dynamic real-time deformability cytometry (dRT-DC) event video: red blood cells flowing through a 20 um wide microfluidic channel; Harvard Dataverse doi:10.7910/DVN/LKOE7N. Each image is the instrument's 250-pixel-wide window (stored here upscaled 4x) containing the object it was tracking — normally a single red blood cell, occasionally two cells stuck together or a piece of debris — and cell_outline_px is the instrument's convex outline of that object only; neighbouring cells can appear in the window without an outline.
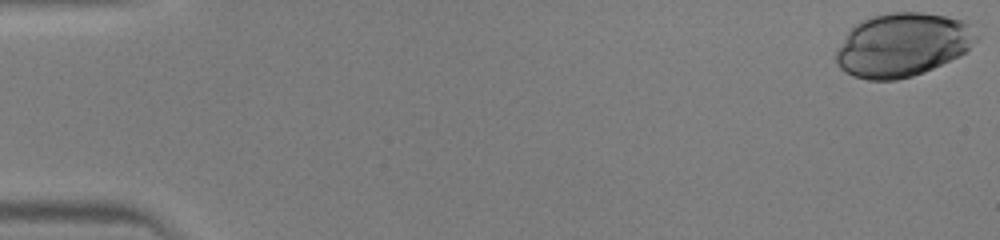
{"species": "human", "species_latin": "Homo sapiens", "temperature_condition": "warm", "stored_images_in_passage": 39, "camera_frame_rate_fps": 3000, "um_per_image_px": 0.085, "donor": {"sex": "male"}, "frame": {"image": 1, "passage_image": 1, "time_ms": 0.0, "image_size_px": [1000, 240], "cell_outline_px": [[980, 36], [960, 56], [924, 72], [912, 76], [896, 80], [868, 80], [852, 76], [844, 72], [836, 64], [836, 48], [848, 32], [856, 24], [872, 16], [892, 12], [920, 12], [944, 16], [960, 20], [968, 24]], "centroid_in_image_um": [76.69, 3.83], "position_along_channel_um": 8.3, "area_um2": 51.9}}